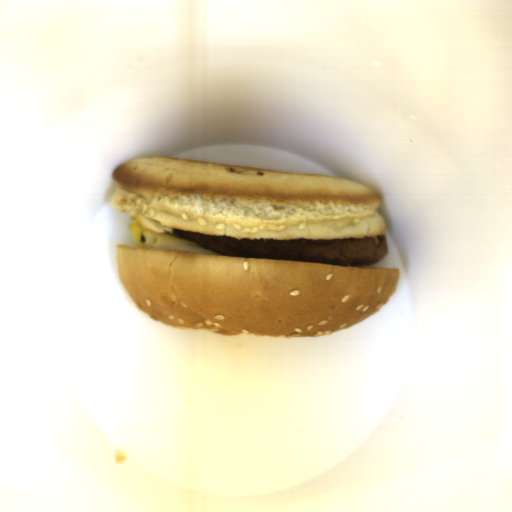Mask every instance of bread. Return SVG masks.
<instances>
[{"label": "bread", "mask_w": 512, "mask_h": 512, "mask_svg": "<svg viewBox=\"0 0 512 512\" xmlns=\"http://www.w3.org/2000/svg\"><path fill=\"white\" fill-rule=\"evenodd\" d=\"M124 290L154 322L221 335L326 337L371 316L400 271L117 245Z\"/></svg>", "instance_id": "bread-1"}, {"label": "bread", "mask_w": 512, "mask_h": 512, "mask_svg": "<svg viewBox=\"0 0 512 512\" xmlns=\"http://www.w3.org/2000/svg\"><path fill=\"white\" fill-rule=\"evenodd\" d=\"M112 177L113 208L154 234L331 241L387 234L383 200L358 181L159 156L126 161Z\"/></svg>", "instance_id": "bread-2"}]
</instances>
